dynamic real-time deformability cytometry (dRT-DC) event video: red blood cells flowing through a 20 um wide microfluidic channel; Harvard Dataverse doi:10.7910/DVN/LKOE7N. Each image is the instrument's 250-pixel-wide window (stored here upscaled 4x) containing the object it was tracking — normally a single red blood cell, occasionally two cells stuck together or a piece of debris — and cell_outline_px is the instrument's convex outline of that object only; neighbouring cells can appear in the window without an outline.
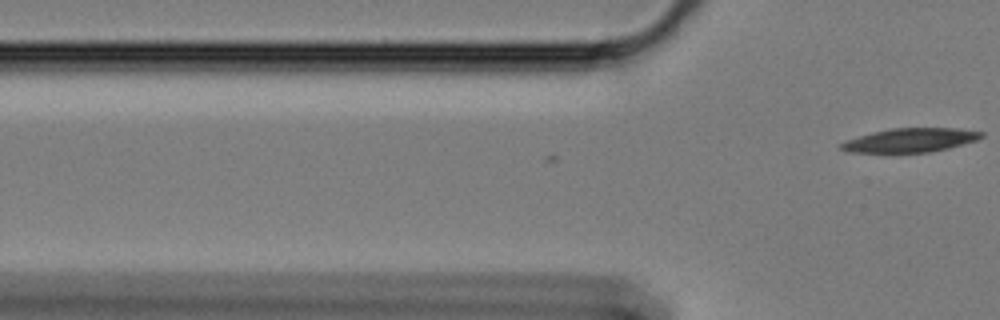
{"species": "Egyptian fruit bat (a non-hibernating species)", "species_latin": "Rousettus aegyptiacus", "temperature_condition": "cold", "stored_images_in_passage": 10, "camera_frame_rate_fps": 3000, "um_per_image_px": 0.085, "animal": {"sex": "female"}, "frame": {"image": 1, "passage_image": 10, "time_ms": 3.0, "image_size_px": [1000, 320], "cell_outline_px": [[984, 136], [976, 140], [948, 148], [932, 152], [848, 152], [840, 148], [840, 144], [844, 140], [872, 132], [892, 128], [956, 128], [984, 132]], "centroid_in_image_um": [77.37, 11.91], "position_along_channel_um": 48.4, "area_um2": 19.48}}